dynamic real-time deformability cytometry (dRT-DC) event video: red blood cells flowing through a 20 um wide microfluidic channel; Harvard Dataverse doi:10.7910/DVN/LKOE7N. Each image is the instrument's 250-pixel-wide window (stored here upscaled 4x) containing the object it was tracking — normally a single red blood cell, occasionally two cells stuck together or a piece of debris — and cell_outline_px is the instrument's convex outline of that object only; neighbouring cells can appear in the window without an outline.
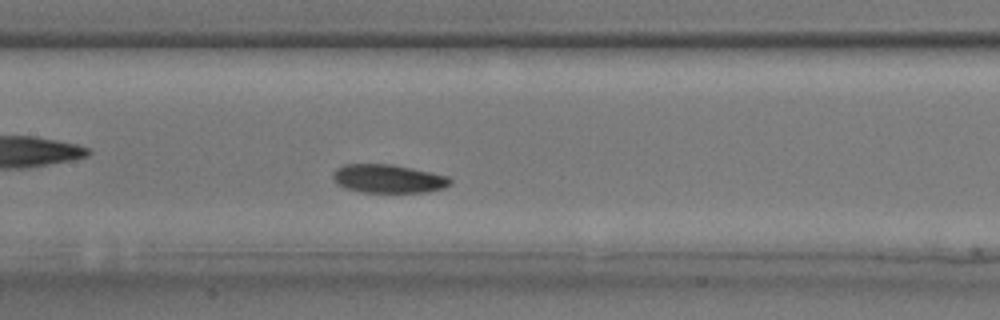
{"species": "common noctule bat (a hibernating species)", "species_latin": "Nyctalus noctula", "temperature_condition": "room temperature", "stored_images_in_passage": 30, "camera_frame_rate_fps": 3000, "um_per_image_px": 0.085, "animal": {"sex": "male", "body_mass_g": 17.9, "forearm_length_mm": 54.2}, "frame": {"image": 1, "passage_image": 9, "time_ms": 2.667, "image_size_px": [1000, 320], "cell_outline_px": [[452, 184], [444, 188], [428, 192], [360, 192], [344, 188], [336, 184], [332, 180], [332, 172], [336, 168], [344, 164], [392, 164], [412, 168], [448, 176], [452, 180]], "centroid_in_image_um": [32.97, 15.19], "position_along_channel_um": 174.4, "area_um2": 19.77}}
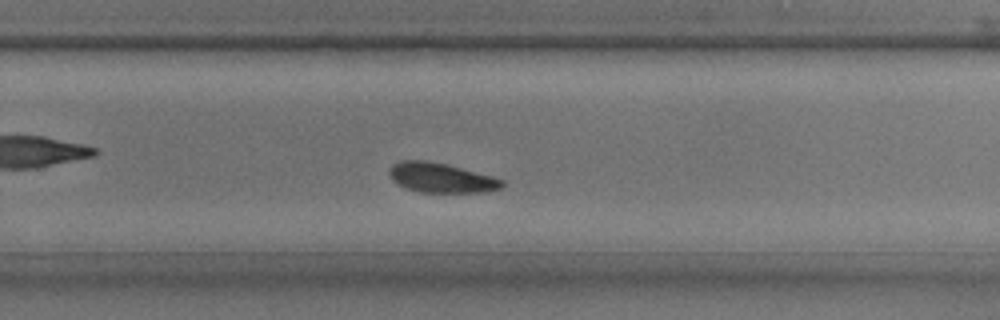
{"frame": {"image": 2, "passage_image": 16, "time_ms": 5.0, "image_size_px": [1000, 320], "cell_outline_px": [[504, 184], [500, 188], [484, 192], [420, 192], [408, 188], [392, 180], [388, 172], [388, 168], [392, 164], [400, 160], [424, 160], [444, 164], [492, 176], [504, 180]], "centroid_in_image_um": [37.46, 15.1], "position_along_channel_um": 292.3, "area_um2": 19.25}}